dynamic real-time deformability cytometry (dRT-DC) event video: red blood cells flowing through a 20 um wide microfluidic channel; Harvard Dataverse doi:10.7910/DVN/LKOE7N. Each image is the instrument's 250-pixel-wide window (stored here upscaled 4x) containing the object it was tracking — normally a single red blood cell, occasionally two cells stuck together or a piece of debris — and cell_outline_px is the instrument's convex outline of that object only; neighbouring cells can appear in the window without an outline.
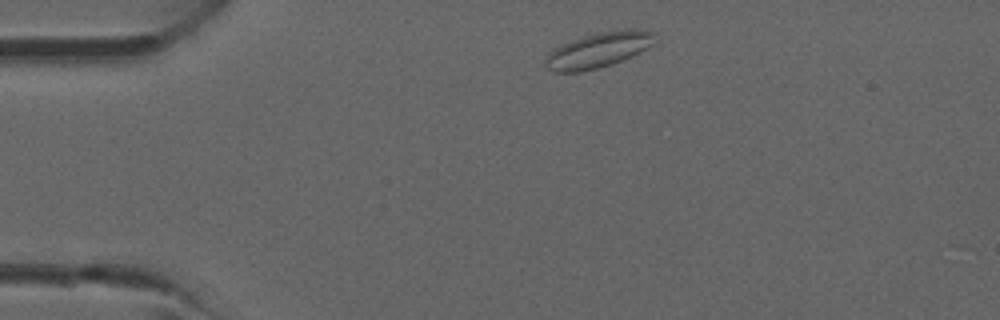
{"species": "common noctule bat (a hibernating species)", "species_latin": "Nyctalus noctula", "temperature_condition": "room temperature", "stored_images_in_passage": 34, "camera_frame_rate_fps": 3000, "um_per_image_px": 0.085, "animal": {"sex": "male", "forearm_length_mm": 52.5}, "frame": {"image": 1, "passage_image": 2, "time_ms": 0.333, "image_size_px": [1000, 320], "cell_outline_px": [[656, 44], [632, 56], [612, 64], [580, 72], [552, 72], [544, 64], [544, 60], [548, 52], [572, 40], [596, 32], [624, 28], [640, 28], [656, 32]], "centroid_in_image_um": [50.94, 4.22], "position_along_channel_um": 34.1, "area_um2": 22.95}}
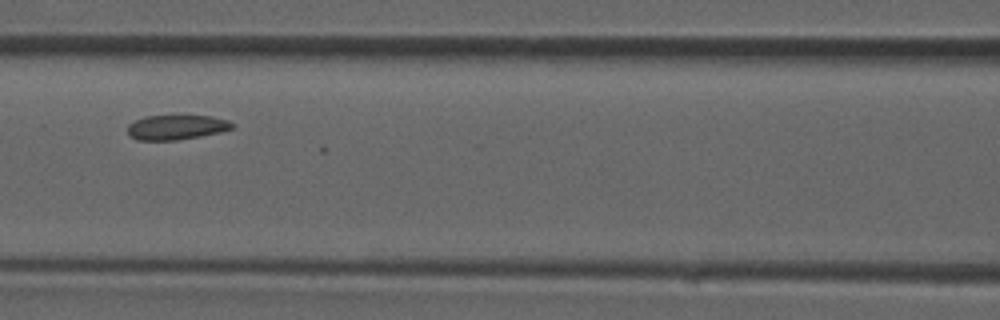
{"frame": {"image": 2, "passage_image": 12, "time_ms": 3.667, "image_size_px": [1000, 320], "cell_outline_px": [[236, 124], [232, 128], [220, 132], [200, 136], [176, 140], [136, 140], [128, 136], [128, 124], [144, 116], [212, 116], [228, 120]], "centroid_in_image_um": [14.98, 10.82], "position_along_channel_um": 151.6, "area_um2": 15.09}}
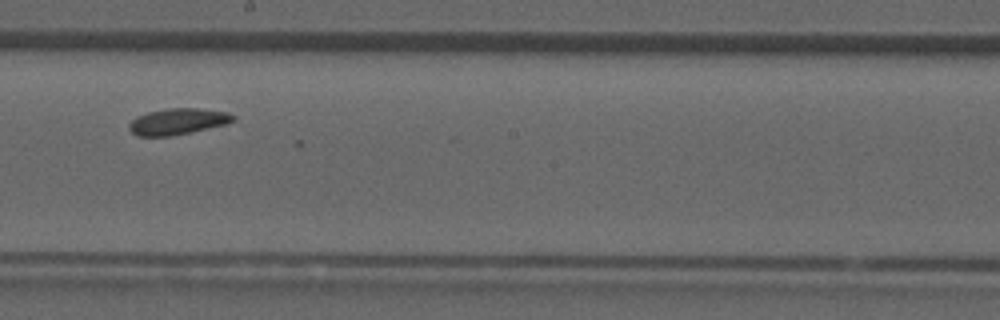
{"frame": {"image": 3, "passage_image": 17, "time_ms": 5.333, "image_size_px": [1000, 320], "cell_outline_px": [[236, 120], [224, 124], [172, 136], [136, 136], [128, 128], [128, 124], [136, 116], [148, 112], [168, 108], [196, 108], [228, 112], [236, 116]], "centroid_in_image_um": [15.08, 10.32], "position_along_channel_um": 233.1, "area_um2": 15.84}}